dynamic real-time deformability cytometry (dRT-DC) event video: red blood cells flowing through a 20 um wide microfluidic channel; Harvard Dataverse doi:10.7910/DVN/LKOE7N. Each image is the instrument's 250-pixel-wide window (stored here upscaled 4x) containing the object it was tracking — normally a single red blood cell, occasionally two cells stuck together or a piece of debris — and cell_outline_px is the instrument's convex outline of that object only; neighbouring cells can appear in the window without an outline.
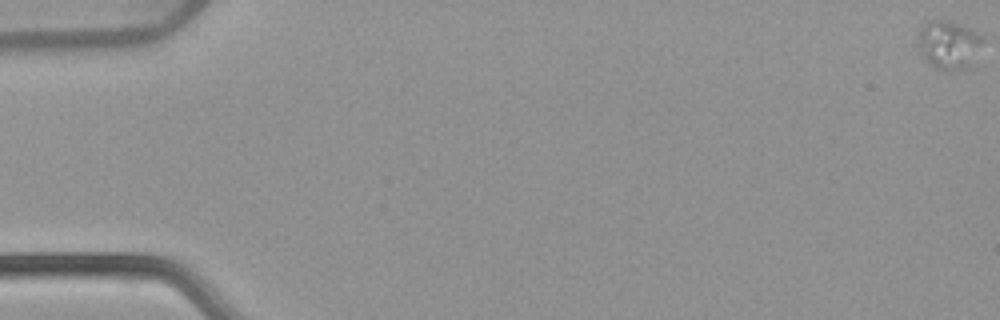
{"species": "common noctule bat (a hibernating species)", "species_latin": "Nyctalus noctula", "temperature_condition": "warm", "stored_images_in_passage": 55, "camera_frame_rate_fps": 3000, "um_per_image_px": 0.085, "animal": {"sex": "female", "body_mass_g": 22.7, "forearm_length_mm": 54.2}, "frame": {"image": 1, "passage_image": 1, "time_ms": 0.0, "image_size_px": [1000, 320], "cell_outline_px": [[984, 36], [972, 68], [948, 72], [944, 72], [928, 64], [924, 60], [920, 52], [920, 28], [928, 20], [948, 20], [968, 28]], "centroid_in_image_um": [80.67, 3.86], "position_along_channel_um": 4.3, "area_um2": 18.55}}
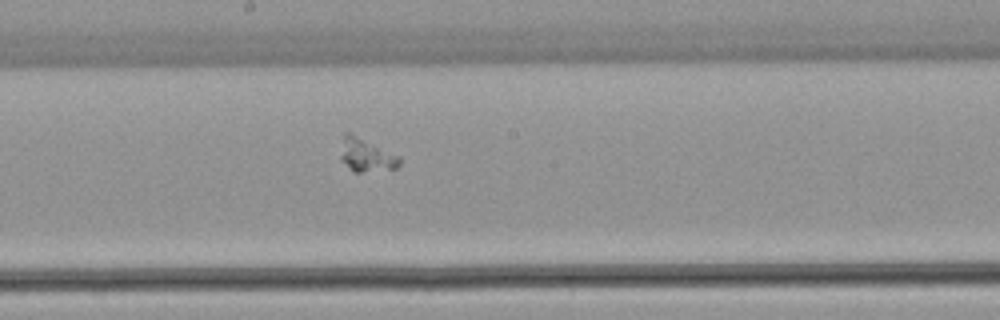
{"frame": {"image": 2, "passage_image": 31, "time_ms": 10.0, "image_size_px": [1000, 320], "cell_outline_px": [[400, 164], [396, 168], [360, 172], [352, 172], [340, 160], [340, 156], [344, 132], [348, 132], [400, 156]], "centroid_in_image_um": [31.1, 13.2], "position_along_channel_um": 217.1, "area_um2": 11.27}}
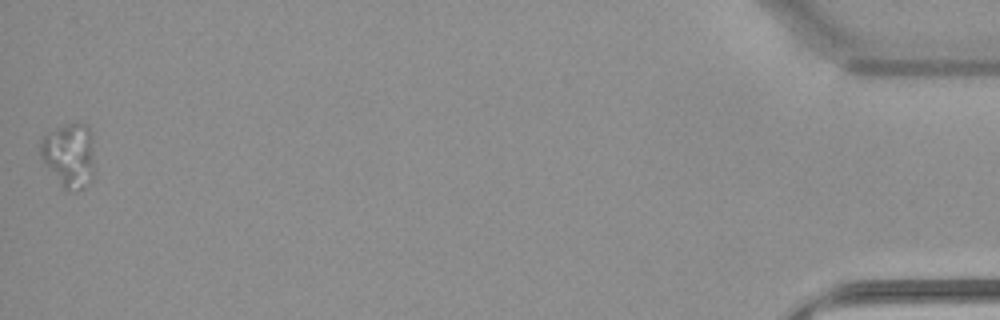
{"frame": {"image": 3, "passage_image": 55, "time_ms": 18.0, "image_size_px": [1000, 320], "cell_outline_px": [[96, 176], [92, 180], [76, 192], [72, 192], [60, 188], [40, 156], [40, 136], [64, 124], [76, 120], [84, 124], [92, 132], [96, 172]], "centroid_in_image_um": [5.91, 13.2], "position_along_channel_um": 429.3, "area_um2": 21.56}}